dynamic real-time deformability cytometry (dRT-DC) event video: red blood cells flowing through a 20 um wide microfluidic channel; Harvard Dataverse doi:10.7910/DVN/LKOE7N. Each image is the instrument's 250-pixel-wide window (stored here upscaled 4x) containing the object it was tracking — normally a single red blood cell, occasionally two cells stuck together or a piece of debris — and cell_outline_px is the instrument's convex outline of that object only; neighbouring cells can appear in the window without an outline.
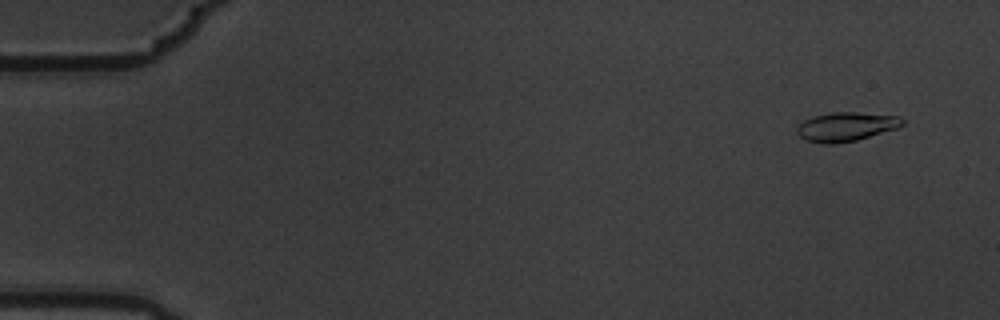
{"species": "common noctule bat (a hibernating species)", "species_latin": "Nyctalus noctula", "temperature_condition": "warm", "stored_images_in_passage": 7, "camera_frame_rate_fps": 3000, "um_per_image_px": 0.085, "animal": {"sex": "male", "body_mass_g": 19.5, "forearm_length_mm": 54.6}, "frame": {"image": 1, "passage_image": 2, "time_ms": 0.333, "image_size_px": [1000, 320], "cell_outline_px": [[904, 124], [896, 128], [856, 140], [832, 144], [824, 144], [804, 140], [796, 132], [796, 128], [804, 120], [812, 116], [832, 112], [856, 112], [900, 116], [904, 120]], "centroid_in_image_um": [71.89, 10.76], "position_along_channel_um": 13.1, "area_um2": 17.8}}
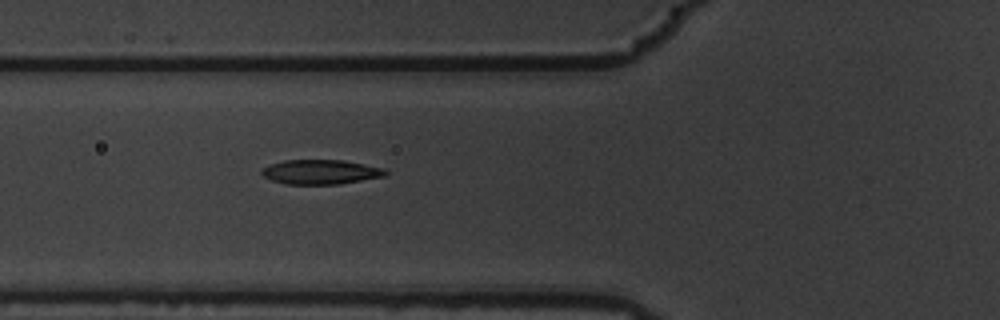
{"frame": {"image": 2, "passage_image": 7, "time_ms": 2.0, "image_size_px": [1000, 320], "cell_outline_px": [[388, 176], [340, 184], [284, 184], [272, 180], [264, 176], [260, 172], [268, 164], [284, 160], [344, 160], [364, 164], [380, 168], [388, 172]], "centroid_in_image_um": [27.26, 14.62], "position_along_channel_um": 98.5, "area_um2": 17.74}}